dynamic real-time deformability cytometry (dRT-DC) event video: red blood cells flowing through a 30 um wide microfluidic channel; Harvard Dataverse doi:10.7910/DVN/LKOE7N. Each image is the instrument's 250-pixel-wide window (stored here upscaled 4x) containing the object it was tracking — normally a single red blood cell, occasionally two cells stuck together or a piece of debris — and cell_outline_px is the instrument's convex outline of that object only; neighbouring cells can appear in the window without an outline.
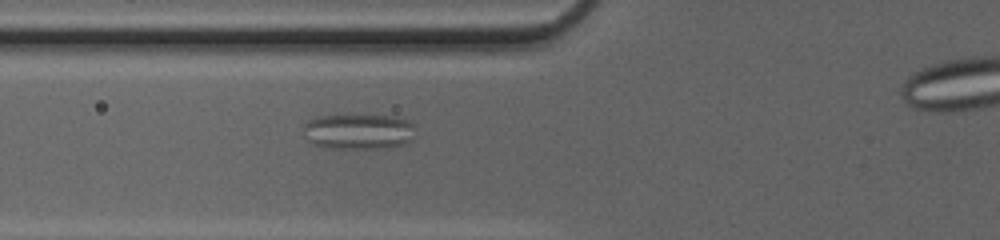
{"species": "common noctule bat (a hibernating species)", "species_latin": "Nyctalus noctula", "temperature_condition": "cold", "stored_images_in_passage": 41, "camera_frame_rate_fps": 3000, "um_per_image_px": 0.085, "animal": {"sex": "female", "body_mass_g": 20.0, "forearm_length_mm": 54.0}, "frame": {"image": 1, "passage_image": 12, "time_ms": 3.667, "image_size_px": [1000, 240], "cell_outline_px": [[412, 140], [404, 144], [392, 148], [332, 148], [312, 144], [308, 140], [304, 128], [304, 124], [308, 120], [320, 116], [396, 116], [408, 120], [412, 124]], "centroid_in_image_um": [30.49, 11.19], "position_along_channel_um": 95.3, "area_um2": 22.89}}
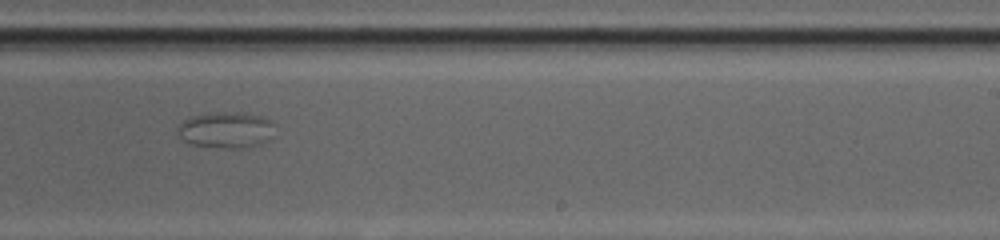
{"frame": {"image": 2, "passage_image": 25, "time_ms": 8.0, "image_size_px": [1000, 240], "cell_outline_px": [[272, 124], [268, 140], [260, 144], [248, 148], [228, 148], [192, 144], [184, 140], [180, 136], [180, 124], [184, 120], [192, 116], [208, 112], [236, 112], [260, 116], [272, 120]], "centroid_in_image_um": [19.21, 11.03], "position_along_channel_um": 269.8, "area_um2": 20.06}}
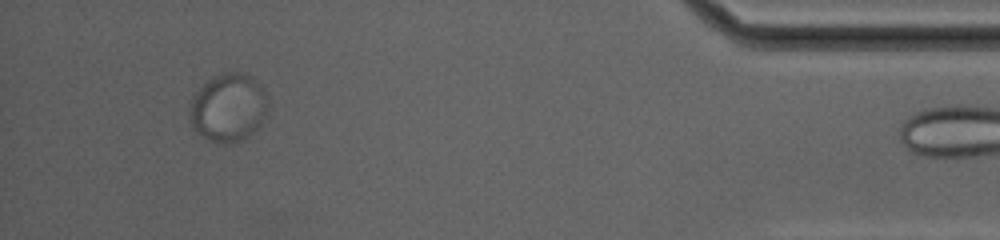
{"frame": {"image": 3, "passage_image": 40, "time_ms": 13.0, "image_size_px": [1000, 240], "cell_outline_px": [[264, 116], [260, 124], [244, 140], [224, 144], [208, 140], [200, 136], [196, 132], [188, 116], [192, 100], [196, 92], [212, 76], [220, 72], [240, 72], [248, 76], [260, 84], [264, 96]], "centroid_in_image_um": [19.33, 9.16], "position_along_channel_um": 415.9, "area_um2": 30.58}}